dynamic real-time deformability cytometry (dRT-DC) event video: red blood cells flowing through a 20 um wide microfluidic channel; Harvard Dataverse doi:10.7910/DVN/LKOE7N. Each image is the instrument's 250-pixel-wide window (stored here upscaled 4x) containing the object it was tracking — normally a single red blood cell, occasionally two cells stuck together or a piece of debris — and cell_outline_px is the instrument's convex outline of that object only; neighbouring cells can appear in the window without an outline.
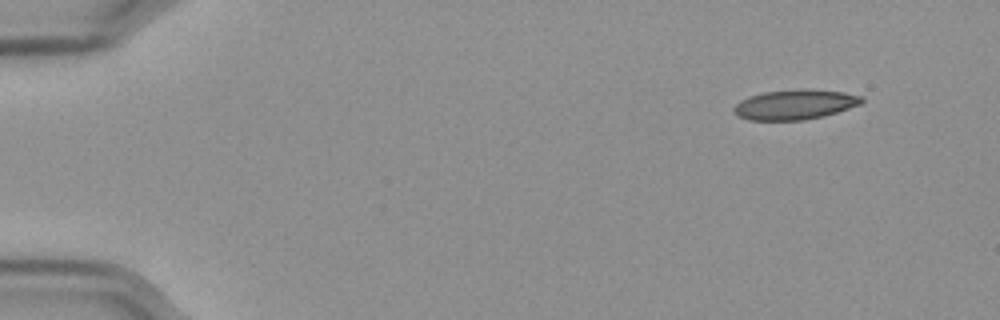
{"species": "Egyptian fruit bat (a non-hibernating species)", "species_latin": "Rousettus aegyptiacus", "temperature_condition": "cold", "stored_images_in_passage": 53, "camera_frame_rate_fps": 3000, "um_per_image_px": 0.085, "frame": {"image": 1, "passage_image": 1, "time_ms": 0.0, "image_size_px": [1000, 320], "cell_outline_px": [[864, 100], [860, 104], [824, 116], [804, 120], [748, 120], [736, 116], [732, 108], [740, 100], [764, 92], [804, 88], [844, 92], [864, 96]], "centroid_in_image_um": [67.56, 8.88], "position_along_channel_um": 17.4, "area_um2": 22.37}}
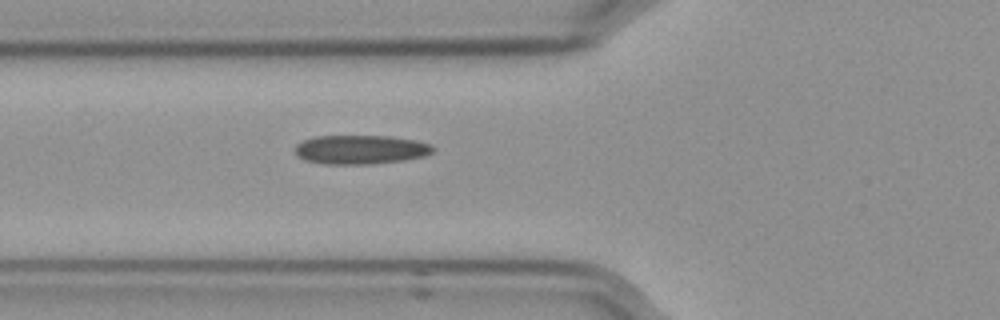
{"frame": {"image": 2, "passage_image": 17, "time_ms": 5.333, "image_size_px": [1000, 320], "cell_outline_px": [[436, 148], [432, 152], [424, 156], [404, 160], [368, 164], [324, 164], [304, 160], [296, 156], [296, 144], [304, 140], [316, 136], [392, 136], [416, 140], [432, 144]], "centroid_in_image_um": [30.67, 12.71], "position_along_channel_um": 95.1, "area_um2": 23.47}}
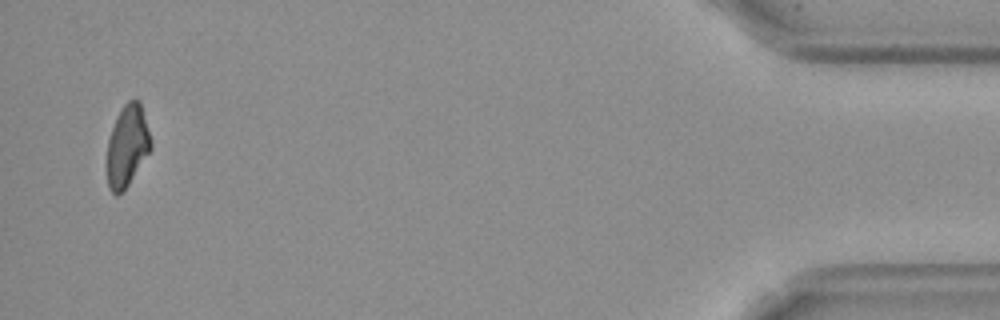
{"frame": {"image": 3, "passage_image": 51, "time_ms": 16.667, "image_size_px": [1000, 320], "cell_outline_px": [[152, 148], [124, 192], [116, 196], [108, 188], [108, 140], [112, 128], [124, 104], [128, 100], [140, 100], [152, 140]], "centroid_in_image_um": [10.85, 12.43], "position_along_channel_um": 424.4, "area_um2": 20.75}, "authors_computed_cell_mechanics": {"area_um2": 22.7154, "velocity_mm_per_s": 3.5864, "shape_relaxation_time_tau1_ms": null, "shape_relaxation_time_tau2_ms": 6.729, "deformation_change_tau1": null, "deformation_change_tau2": 0.1433}}